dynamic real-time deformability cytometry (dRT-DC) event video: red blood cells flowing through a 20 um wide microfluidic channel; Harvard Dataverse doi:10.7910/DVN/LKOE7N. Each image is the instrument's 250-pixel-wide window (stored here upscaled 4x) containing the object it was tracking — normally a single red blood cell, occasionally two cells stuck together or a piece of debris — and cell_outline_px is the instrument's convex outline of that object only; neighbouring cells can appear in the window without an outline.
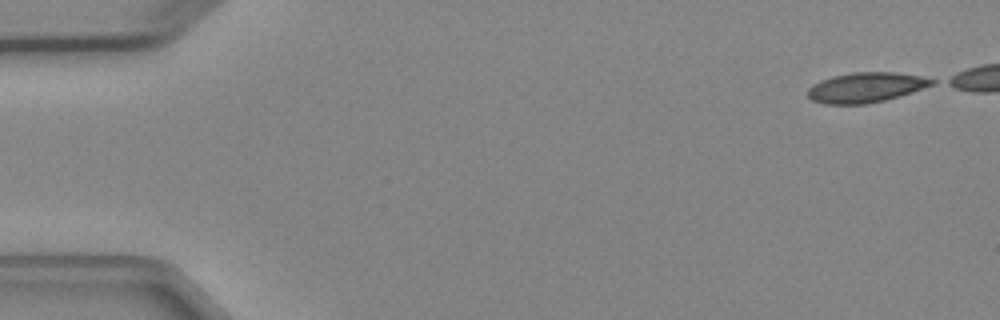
{"species": "Egyptian fruit bat (a non-hibernating species)", "species_latin": "Rousettus aegyptiacus", "temperature_condition": "cold", "stored_images_in_passage": 5, "camera_frame_rate_fps": 3000, "um_per_image_px": 0.085, "animal": {"sex": "female"}, "frame": {"image": 1, "passage_image": 1, "time_ms": 0.0, "image_size_px": [1000, 320], "cell_outline_px": [[936, 84], [900, 96], [884, 100], [864, 104], [824, 104], [812, 100], [808, 96], [808, 88], [820, 80], [832, 76], [852, 72], [896, 72], [920, 76], [936, 80]], "centroid_in_image_um": [73.61, 7.43], "position_along_channel_um": 11.4, "area_um2": 21.73}}